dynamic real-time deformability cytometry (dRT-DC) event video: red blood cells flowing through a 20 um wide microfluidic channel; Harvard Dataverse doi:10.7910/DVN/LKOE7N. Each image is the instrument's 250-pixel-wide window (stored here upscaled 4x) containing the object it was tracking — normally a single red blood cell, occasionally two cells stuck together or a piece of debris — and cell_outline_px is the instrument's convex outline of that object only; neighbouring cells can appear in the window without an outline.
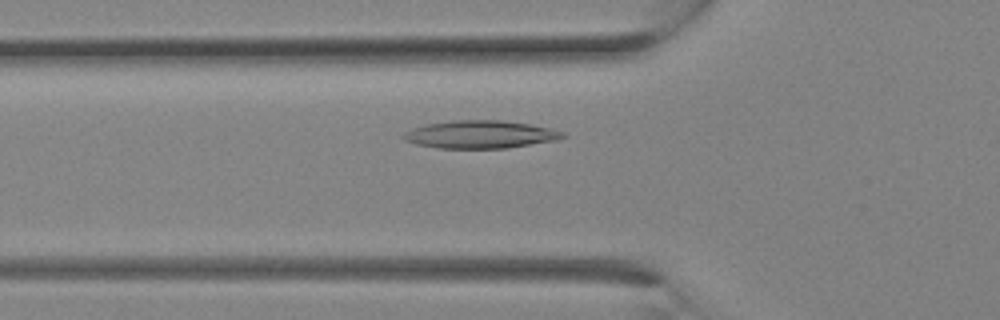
{"species": "Egyptian fruit bat (a non-hibernating species)", "species_latin": "Rousettus aegyptiacus", "temperature_condition": "room temperature", "stored_images_in_passage": 8, "camera_frame_rate_fps": 3000, "um_per_image_px": 0.085, "animal": {"sex": "female"}, "frame": {"image": 1, "passage_image": 4, "time_ms": 1.0, "image_size_px": [1000, 320], "cell_outline_px": [[568, 136], [556, 140], [504, 148], [436, 148], [416, 144], [404, 140], [400, 136], [404, 132], [412, 128], [428, 124], [452, 120], [500, 120], [528, 124], [548, 128], [564, 132]], "centroid_in_image_um": [40.78, 11.43], "position_along_channel_um": 85.0, "area_um2": 25.66}}
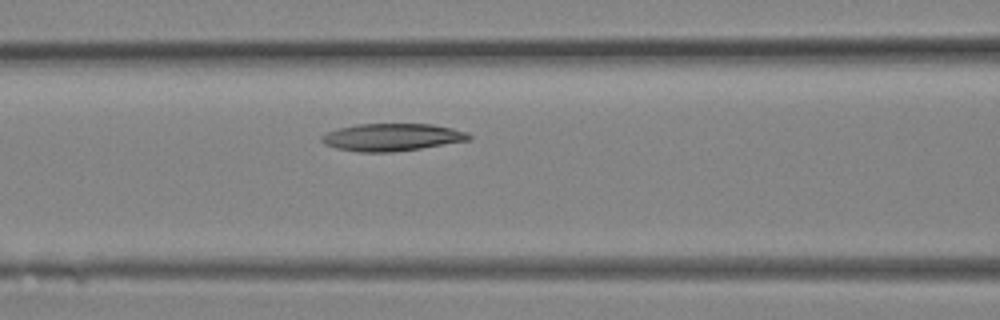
{"frame": {"image": 2, "passage_image": 6, "time_ms": 1.667, "image_size_px": [1000, 320], "cell_outline_px": [[472, 140], [420, 148], [392, 152], [360, 152], [336, 148], [324, 144], [320, 140], [320, 136], [328, 132], [340, 128], [356, 124], [432, 124], [452, 128], [468, 132], [472, 136]], "centroid_in_image_um": [33.34, 11.66], "position_along_channel_um": 133.3, "area_um2": 23.58}}
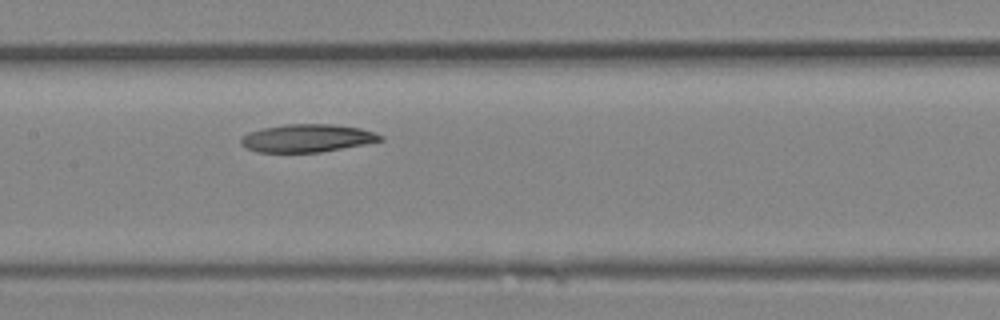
{"frame": {"image": 3, "passage_image": 8, "time_ms": 2.333, "image_size_px": [1000, 320], "cell_outline_px": [[384, 140], [364, 144], [320, 152], [256, 152], [240, 144], [240, 136], [248, 132], [264, 128], [284, 124], [332, 124], [360, 128], [384, 136]], "centroid_in_image_um": [26.08, 11.74], "position_along_channel_um": 181.3, "area_um2": 22.6}}